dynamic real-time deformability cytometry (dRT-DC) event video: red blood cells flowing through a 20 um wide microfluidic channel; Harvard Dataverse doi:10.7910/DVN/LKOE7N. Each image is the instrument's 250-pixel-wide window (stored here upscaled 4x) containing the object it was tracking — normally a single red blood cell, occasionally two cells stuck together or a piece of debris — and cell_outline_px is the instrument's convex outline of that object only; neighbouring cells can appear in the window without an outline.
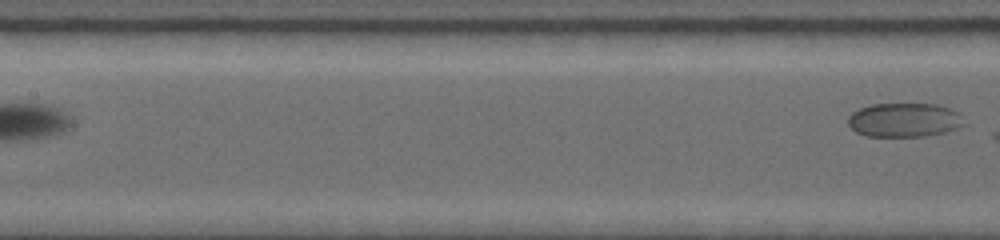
{"species": "common noctule bat (a hibernating species)", "species_latin": "Nyctalus noctula", "temperature_condition": "warm", "stored_images_in_passage": 7, "camera_frame_rate_fps": 5000, "um_per_image_px": 0.085, "animal": {"sex": "female", "body_mass_g": 19.0, "forearm_length_mm": 53.3}, "frame": {"image": 1, "passage_image": 7, "time_ms": 4.8, "image_size_px": [1000, 240], "cell_outline_px": [[964, 124], [956, 128], [940, 132], [920, 136], [868, 136], [856, 132], [848, 124], [848, 116], [852, 112], [860, 108], [872, 104], [936, 104], [960, 112]], "centroid_in_image_um": [76.83, 10.18], "position_along_channel_um": 130.6, "area_um2": 22.72}}